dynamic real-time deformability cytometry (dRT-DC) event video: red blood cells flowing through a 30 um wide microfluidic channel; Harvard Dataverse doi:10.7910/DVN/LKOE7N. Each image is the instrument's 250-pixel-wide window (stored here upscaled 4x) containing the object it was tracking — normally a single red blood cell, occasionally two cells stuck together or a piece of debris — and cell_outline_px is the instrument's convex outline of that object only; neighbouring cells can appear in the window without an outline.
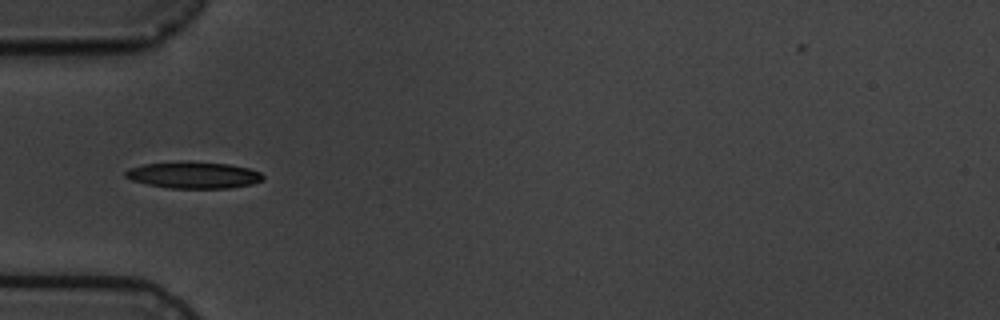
{"species": "common noctule bat (a hibernating species)", "species_latin": "Nyctalus noctula", "temperature_condition": "cold", "stored_images_in_passage": 11, "camera_frame_rate_fps": 3000, "um_per_image_px": 0.085, "animal": {"sex": "male", "body_mass_g": 19.5, "forearm_length_mm": 54.6}, "frame": {"image": 1, "passage_image": 5, "time_ms": 5.667, "image_size_px": [1000, 320], "cell_outline_px": [[264, 180], [252, 184], [228, 188], [168, 188], [148, 184], [132, 180], [124, 176], [124, 172], [128, 168], [144, 164], [180, 160], [188, 160], [228, 164], [248, 168], [260, 172], [264, 176]], "centroid_in_image_um": [16.44, 14.86], "position_along_channel_um": 68.6, "area_um2": 21.68}}
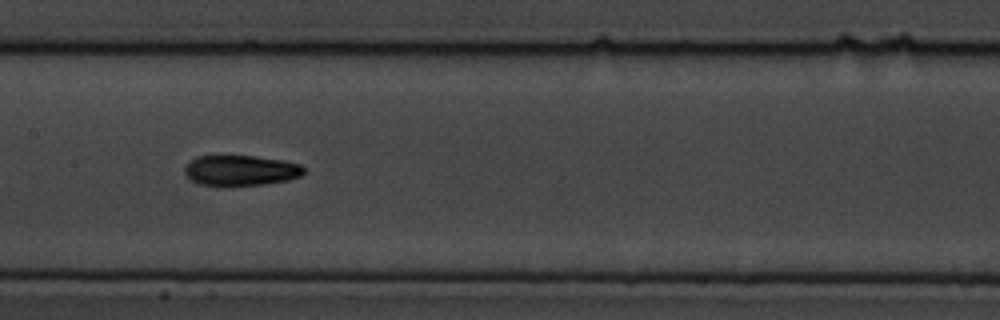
{"frame": {"image": 2, "passage_image": 8, "time_ms": 9.0, "image_size_px": [1000, 320], "cell_outline_px": [[304, 172], [300, 176], [288, 180], [264, 184], [228, 188], [200, 184], [192, 180], [184, 172], [184, 168], [196, 156], [252, 156], [284, 160], [300, 164], [304, 168]], "centroid_in_image_um": [20.46, 14.52], "position_along_channel_um": 186.9, "area_um2": 21.5}}
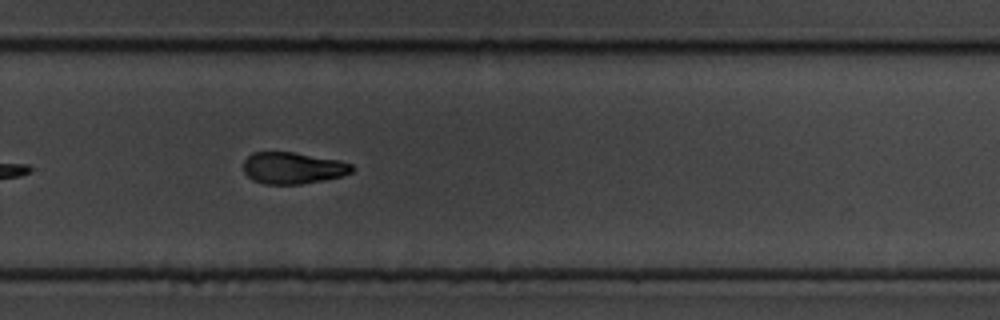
{"frame": {"image": 3, "passage_image": 11, "time_ms": 12.333, "image_size_px": [1000, 320], "cell_outline_px": [[356, 168], [352, 172], [340, 176], [324, 180], [300, 184], [264, 184], [252, 180], [244, 172], [244, 160], [252, 152], [292, 152], [340, 160], [352, 164]], "centroid_in_image_um": [24.9, 14.28], "position_along_channel_um": 304.9, "area_um2": 20.06}}